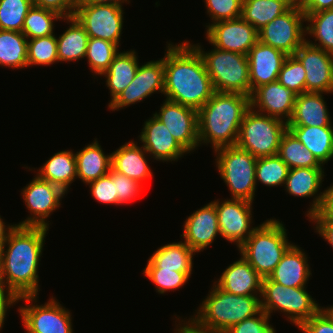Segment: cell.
Segmentation results:
<instances>
[{
    "label": "cell",
    "instance_id": "39",
    "mask_svg": "<svg viewBox=\"0 0 333 333\" xmlns=\"http://www.w3.org/2000/svg\"><path fill=\"white\" fill-rule=\"evenodd\" d=\"M119 47L107 40L89 38L85 58L89 68L95 75H102L110 66L114 57L119 53Z\"/></svg>",
    "mask_w": 333,
    "mask_h": 333
},
{
    "label": "cell",
    "instance_id": "19",
    "mask_svg": "<svg viewBox=\"0 0 333 333\" xmlns=\"http://www.w3.org/2000/svg\"><path fill=\"white\" fill-rule=\"evenodd\" d=\"M296 96L278 81L268 83L251 93L250 108L288 123L293 113Z\"/></svg>",
    "mask_w": 333,
    "mask_h": 333
},
{
    "label": "cell",
    "instance_id": "58",
    "mask_svg": "<svg viewBox=\"0 0 333 333\" xmlns=\"http://www.w3.org/2000/svg\"><path fill=\"white\" fill-rule=\"evenodd\" d=\"M322 309L328 314V316L332 319L333 321V305L332 306H327V307H322Z\"/></svg>",
    "mask_w": 333,
    "mask_h": 333
},
{
    "label": "cell",
    "instance_id": "33",
    "mask_svg": "<svg viewBox=\"0 0 333 333\" xmlns=\"http://www.w3.org/2000/svg\"><path fill=\"white\" fill-rule=\"evenodd\" d=\"M69 27L57 39L59 62H71L84 59L88 44V34L74 16L62 18Z\"/></svg>",
    "mask_w": 333,
    "mask_h": 333
},
{
    "label": "cell",
    "instance_id": "36",
    "mask_svg": "<svg viewBox=\"0 0 333 333\" xmlns=\"http://www.w3.org/2000/svg\"><path fill=\"white\" fill-rule=\"evenodd\" d=\"M278 156L289 169L324 167L289 129L282 135Z\"/></svg>",
    "mask_w": 333,
    "mask_h": 333
},
{
    "label": "cell",
    "instance_id": "17",
    "mask_svg": "<svg viewBox=\"0 0 333 333\" xmlns=\"http://www.w3.org/2000/svg\"><path fill=\"white\" fill-rule=\"evenodd\" d=\"M205 29L207 41L225 51L247 55L259 41L258 31L241 17L215 22Z\"/></svg>",
    "mask_w": 333,
    "mask_h": 333
},
{
    "label": "cell",
    "instance_id": "59",
    "mask_svg": "<svg viewBox=\"0 0 333 333\" xmlns=\"http://www.w3.org/2000/svg\"><path fill=\"white\" fill-rule=\"evenodd\" d=\"M0 282H3V276H2V247H0Z\"/></svg>",
    "mask_w": 333,
    "mask_h": 333
},
{
    "label": "cell",
    "instance_id": "30",
    "mask_svg": "<svg viewBox=\"0 0 333 333\" xmlns=\"http://www.w3.org/2000/svg\"><path fill=\"white\" fill-rule=\"evenodd\" d=\"M288 129L323 166L333 158V124L324 127L288 126Z\"/></svg>",
    "mask_w": 333,
    "mask_h": 333
},
{
    "label": "cell",
    "instance_id": "8",
    "mask_svg": "<svg viewBox=\"0 0 333 333\" xmlns=\"http://www.w3.org/2000/svg\"><path fill=\"white\" fill-rule=\"evenodd\" d=\"M215 164L221 179L231 192V199L254 201L256 191L257 158L237 145L213 151Z\"/></svg>",
    "mask_w": 333,
    "mask_h": 333
},
{
    "label": "cell",
    "instance_id": "56",
    "mask_svg": "<svg viewBox=\"0 0 333 333\" xmlns=\"http://www.w3.org/2000/svg\"><path fill=\"white\" fill-rule=\"evenodd\" d=\"M17 226V224H7L5 221H3V218L0 216V247L3 246V244L6 242L8 239V236L10 232Z\"/></svg>",
    "mask_w": 333,
    "mask_h": 333
},
{
    "label": "cell",
    "instance_id": "42",
    "mask_svg": "<svg viewBox=\"0 0 333 333\" xmlns=\"http://www.w3.org/2000/svg\"><path fill=\"white\" fill-rule=\"evenodd\" d=\"M33 0H0V29L22 32Z\"/></svg>",
    "mask_w": 333,
    "mask_h": 333
},
{
    "label": "cell",
    "instance_id": "51",
    "mask_svg": "<svg viewBox=\"0 0 333 333\" xmlns=\"http://www.w3.org/2000/svg\"><path fill=\"white\" fill-rule=\"evenodd\" d=\"M16 303H18V297L3 282H0V331L5 324L8 309Z\"/></svg>",
    "mask_w": 333,
    "mask_h": 333
},
{
    "label": "cell",
    "instance_id": "2",
    "mask_svg": "<svg viewBox=\"0 0 333 333\" xmlns=\"http://www.w3.org/2000/svg\"><path fill=\"white\" fill-rule=\"evenodd\" d=\"M47 231V227L17 225L2 246L3 283L17 297L39 294V261Z\"/></svg>",
    "mask_w": 333,
    "mask_h": 333
},
{
    "label": "cell",
    "instance_id": "55",
    "mask_svg": "<svg viewBox=\"0 0 333 333\" xmlns=\"http://www.w3.org/2000/svg\"><path fill=\"white\" fill-rule=\"evenodd\" d=\"M175 326L174 331L176 332L174 333H220L199 327L191 318L187 319V321L185 318L179 320V323Z\"/></svg>",
    "mask_w": 333,
    "mask_h": 333
},
{
    "label": "cell",
    "instance_id": "25",
    "mask_svg": "<svg viewBox=\"0 0 333 333\" xmlns=\"http://www.w3.org/2000/svg\"><path fill=\"white\" fill-rule=\"evenodd\" d=\"M305 251L292 244L269 275V279L287 287H306L312 273Z\"/></svg>",
    "mask_w": 333,
    "mask_h": 333
},
{
    "label": "cell",
    "instance_id": "48",
    "mask_svg": "<svg viewBox=\"0 0 333 333\" xmlns=\"http://www.w3.org/2000/svg\"><path fill=\"white\" fill-rule=\"evenodd\" d=\"M91 196L99 203L118 205V199L115 196V183L109 174L88 183Z\"/></svg>",
    "mask_w": 333,
    "mask_h": 333
},
{
    "label": "cell",
    "instance_id": "27",
    "mask_svg": "<svg viewBox=\"0 0 333 333\" xmlns=\"http://www.w3.org/2000/svg\"><path fill=\"white\" fill-rule=\"evenodd\" d=\"M323 94L325 93L305 92L297 95L287 126H330L332 119Z\"/></svg>",
    "mask_w": 333,
    "mask_h": 333
},
{
    "label": "cell",
    "instance_id": "22",
    "mask_svg": "<svg viewBox=\"0 0 333 333\" xmlns=\"http://www.w3.org/2000/svg\"><path fill=\"white\" fill-rule=\"evenodd\" d=\"M146 152L157 161H178L188 154L173 138L167 127L154 115L144 122L138 136Z\"/></svg>",
    "mask_w": 333,
    "mask_h": 333
},
{
    "label": "cell",
    "instance_id": "21",
    "mask_svg": "<svg viewBox=\"0 0 333 333\" xmlns=\"http://www.w3.org/2000/svg\"><path fill=\"white\" fill-rule=\"evenodd\" d=\"M283 51L258 41L247 54L250 76V95L258 87L276 82L287 58Z\"/></svg>",
    "mask_w": 333,
    "mask_h": 333
},
{
    "label": "cell",
    "instance_id": "50",
    "mask_svg": "<svg viewBox=\"0 0 333 333\" xmlns=\"http://www.w3.org/2000/svg\"><path fill=\"white\" fill-rule=\"evenodd\" d=\"M34 6L57 12L63 18L74 15L77 0H33Z\"/></svg>",
    "mask_w": 333,
    "mask_h": 333
},
{
    "label": "cell",
    "instance_id": "14",
    "mask_svg": "<svg viewBox=\"0 0 333 333\" xmlns=\"http://www.w3.org/2000/svg\"><path fill=\"white\" fill-rule=\"evenodd\" d=\"M220 236L239 248L257 227H253L252 202L243 199L214 200Z\"/></svg>",
    "mask_w": 333,
    "mask_h": 333
},
{
    "label": "cell",
    "instance_id": "49",
    "mask_svg": "<svg viewBox=\"0 0 333 333\" xmlns=\"http://www.w3.org/2000/svg\"><path fill=\"white\" fill-rule=\"evenodd\" d=\"M298 329L303 333H333V321L321 308Z\"/></svg>",
    "mask_w": 333,
    "mask_h": 333
},
{
    "label": "cell",
    "instance_id": "26",
    "mask_svg": "<svg viewBox=\"0 0 333 333\" xmlns=\"http://www.w3.org/2000/svg\"><path fill=\"white\" fill-rule=\"evenodd\" d=\"M131 140L111 153V168L142 184L153 175L146 159L148 153Z\"/></svg>",
    "mask_w": 333,
    "mask_h": 333
},
{
    "label": "cell",
    "instance_id": "37",
    "mask_svg": "<svg viewBox=\"0 0 333 333\" xmlns=\"http://www.w3.org/2000/svg\"><path fill=\"white\" fill-rule=\"evenodd\" d=\"M305 14V34L313 37L306 41L322 50L333 54V9L322 10L316 13ZM318 41V43H317Z\"/></svg>",
    "mask_w": 333,
    "mask_h": 333
},
{
    "label": "cell",
    "instance_id": "4",
    "mask_svg": "<svg viewBox=\"0 0 333 333\" xmlns=\"http://www.w3.org/2000/svg\"><path fill=\"white\" fill-rule=\"evenodd\" d=\"M210 290L196 314L190 317L201 328L225 333L233 325L261 311V295H234L215 283Z\"/></svg>",
    "mask_w": 333,
    "mask_h": 333
},
{
    "label": "cell",
    "instance_id": "35",
    "mask_svg": "<svg viewBox=\"0 0 333 333\" xmlns=\"http://www.w3.org/2000/svg\"><path fill=\"white\" fill-rule=\"evenodd\" d=\"M27 40L22 32L0 29V66L27 68Z\"/></svg>",
    "mask_w": 333,
    "mask_h": 333
},
{
    "label": "cell",
    "instance_id": "40",
    "mask_svg": "<svg viewBox=\"0 0 333 333\" xmlns=\"http://www.w3.org/2000/svg\"><path fill=\"white\" fill-rule=\"evenodd\" d=\"M288 172L289 167L278 155L259 157L256 162V186L258 182L268 187L284 186Z\"/></svg>",
    "mask_w": 333,
    "mask_h": 333
},
{
    "label": "cell",
    "instance_id": "12",
    "mask_svg": "<svg viewBox=\"0 0 333 333\" xmlns=\"http://www.w3.org/2000/svg\"><path fill=\"white\" fill-rule=\"evenodd\" d=\"M304 22L305 14L300 5L295 3L288 11L258 31L259 41L287 55H294L306 41Z\"/></svg>",
    "mask_w": 333,
    "mask_h": 333
},
{
    "label": "cell",
    "instance_id": "52",
    "mask_svg": "<svg viewBox=\"0 0 333 333\" xmlns=\"http://www.w3.org/2000/svg\"><path fill=\"white\" fill-rule=\"evenodd\" d=\"M323 192V202L319 211L308 219H333V183Z\"/></svg>",
    "mask_w": 333,
    "mask_h": 333
},
{
    "label": "cell",
    "instance_id": "45",
    "mask_svg": "<svg viewBox=\"0 0 333 333\" xmlns=\"http://www.w3.org/2000/svg\"><path fill=\"white\" fill-rule=\"evenodd\" d=\"M207 14L213 24L222 20H230L241 17L243 0H204Z\"/></svg>",
    "mask_w": 333,
    "mask_h": 333
},
{
    "label": "cell",
    "instance_id": "29",
    "mask_svg": "<svg viewBox=\"0 0 333 333\" xmlns=\"http://www.w3.org/2000/svg\"><path fill=\"white\" fill-rule=\"evenodd\" d=\"M135 50L119 52L109 68L101 75L110 90L111 100L108 105L131 83L139 67Z\"/></svg>",
    "mask_w": 333,
    "mask_h": 333
},
{
    "label": "cell",
    "instance_id": "41",
    "mask_svg": "<svg viewBox=\"0 0 333 333\" xmlns=\"http://www.w3.org/2000/svg\"><path fill=\"white\" fill-rule=\"evenodd\" d=\"M58 61L55 34L27 40V64L50 66Z\"/></svg>",
    "mask_w": 333,
    "mask_h": 333
},
{
    "label": "cell",
    "instance_id": "1",
    "mask_svg": "<svg viewBox=\"0 0 333 333\" xmlns=\"http://www.w3.org/2000/svg\"><path fill=\"white\" fill-rule=\"evenodd\" d=\"M165 51L166 99L198 111L215 93L203 58L189 41L175 45L168 42Z\"/></svg>",
    "mask_w": 333,
    "mask_h": 333
},
{
    "label": "cell",
    "instance_id": "57",
    "mask_svg": "<svg viewBox=\"0 0 333 333\" xmlns=\"http://www.w3.org/2000/svg\"><path fill=\"white\" fill-rule=\"evenodd\" d=\"M77 3H91V4H129V0H77Z\"/></svg>",
    "mask_w": 333,
    "mask_h": 333
},
{
    "label": "cell",
    "instance_id": "5",
    "mask_svg": "<svg viewBox=\"0 0 333 333\" xmlns=\"http://www.w3.org/2000/svg\"><path fill=\"white\" fill-rule=\"evenodd\" d=\"M285 228L279 219L266 220L238 248L240 255L262 278L269 277L293 244L289 242Z\"/></svg>",
    "mask_w": 333,
    "mask_h": 333
},
{
    "label": "cell",
    "instance_id": "44",
    "mask_svg": "<svg viewBox=\"0 0 333 333\" xmlns=\"http://www.w3.org/2000/svg\"><path fill=\"white\" fill-rule=\"evenodd\" d=\"M305 77L306 72L300 60L295 55H288L277 81L296 95H300L305 93Z\"/></svg>",
    "mask_w": 333,
    "mask_h": 333
},
{
    "label": "cell",
    "instance_id": "11",
    "mask_svg": "<svg viewBox=\"0 0 333 333\" xmlns=\"http://www.w3.org/2000/svg\"><path fill=\"white\" fill-rule=\"evenodd\" d=\"M122 4L77 3L74 17L89 38H100L120 46L124 12Z\"/></svg>",
    "mask_w": 333,
    "mask_h": 333
},
{
    "label": "cell",
    "instance_id": "7",
    "mask_svg": "<svg viewBox=\"0 0 333 333\" xmlns=\"http://www.w3.org/2000/svg\"><path fill=\"white\" fill-rule=\"evenodd\" d=\"M261 297V310L270 317L274 311H280L297 328L322 308L306 287L283 286L268 277L262 278Z\"/></svg>",
    "mask_w": 333,
    "mask_h": 333
},
{
    "label": "cell",
    "instance_id": "47",
    "mask_svg": "<svg viewBox=\"0 0 333 333\" xmlns=\"http://www.w3.org/2000/svg\"><path fill=\"white\" fill-rule=\"evenodd\" d=\"M270 316L263 310L253 317L233 325L225 333H276L270 324Z\"/></svg>",
    "mask_w": 333,
    "mask_h": 333
},
{
    "label": "cell",
    "instance_id": "18",
    "mask_svg": "<svg viewBox=\"0 0 333 333\" xmlns=\"http://www.w3.org/2000/svg\"><path fill=\"white\" fill-rule=\"evenodd\" d=\"M294 55L306 72L305 92L333 94V54L305 41Z\"/></svg>",
    "mask_w": 333,
    "mask_h": 333
},
{
    "label": "cell",
    "instance_id": "16",
    "mask_svg": "<svg viewBox=\"0 0 333 333\" xmlns=\"http://www.w3.org/2000/svg\"><path fill=\"white\" fill-rule=\"evenodd\" d=\"M159 92L164 94L163 59L139 65L131 83L108 105L111 111L124 109Z\"/></svg>",
    "mask_w": 333,
    "mask_h": 333
},
{
    "label": "cell",
    "instance_id": "13",
    "mask_svg": "<svg viewBox=\"0 0 333 333\" xmlns=\"http://www.w3.org/2000/svg\"><path fill=\"white\" fill-rule=\"evenodd\" d=\"M22 189V197L31 214L19 222V226H41L49 228L46 219L61 205V199L67 194L61 187L40 178L37 174Z\"/></svg>",
    "mask_w": 333,
    "mask_h": 333
},
{
    "label": "cell",
    "instance_id": "53",
    "mask_svg": "<svg viewBox=\"0 0 333 333\" xmlns=\"http://www.w3.org/2000/svg\"><path fill=\"white\" fill-rule=\"evenodd\" d=\"M314 222L316 232L323 237L333 249V219H309Z\"/></svg>",
    "mask_w": 333,
    "mask_h": 333
},
{
    "label": "cell",
    "instance_id": "23",
    "mask_svg": "<svg viewBox=\"0 0 333 333\" xmlns=\"http://www.w3.org/2000/svg\"><path fill=\"white\" fill-rule=\"evenodd\" d=\"M324 168H292L289 169L284 187L289 195L310 198L313 197L306 216L309 218L317 213L322 205L324 192H319L324 181Z\"/></svg>",
    "mask_w": 333,
    "mask_h": 333
},
{
    "label": "cell",
    "instance_id": "46",
    "mask_svg": "<svg viewBox=\"0 0 333 333\" xmlns=\"http://www.w3.org/2000/svg\"><path fill=\"white\" fill-rule=\"evenodd\" d=\"M108 174L111 176L113 183H115V196L118 199V205L128 204L139 196L143 184L114 171L112 168H110Z\"/></svg>",
    "mask_w": 333,
    "mask_h": 333
},
{
    "label": "cell",
    "instance_id": "54",
    "mask_svg": "<svg viewBox=\"0 0 333 333\" xmlns=\"http://www.w3.org/2000/svg\"><path fill=\"white\" fill-rule=\"evenodd\" d=\"M298 4L304 13L333 9V0H299Z\"/></svg>",
    "mask_w": 333,
    "mask_h": 333
},
{
    "label": "cell",
    "instance_id": "9",
    "mask_svg": "<svg viewBox=\"0 0 333 333\" xmlns=\"http://www.w3.org/2000/svg\"><path fill=\"white\" fill-rule=\"evenodd\" d=\"M287 129L283 120L250 108L241 122L236 145L256 158L278 155L280 140Z\"/></svg>",
    "mask_w": 333,
    "mask_h": 333
},
{
    "label": "cell",
    "instance_id": "34",
    "mask_svg": "<svg viewBox=\"0 0 333 333\" xmlns=\"http://www.w3.org/2000/svg\"><path fill=\"white\" fill-rule=\"evenodd\" d=\"M294 4L293 0H243L241 18L259 31Z\"/></svg>",
    "mask_w": 333,
    "mask_h": 333
},
{
    "label": "cell",
    "instance_id": "6",
    "mask_svg": "<svg viewBox=\"0 0 333 333\" xmlns=\"http://www.w3.org/2000/svg\"><path fill=\"white\" fill-rule=\"evenodd\" d=\"M203 58L215 92L239 93L250 96V76L247 55L214 47L204 51L202 46L192 44Z\"/></svg>",
    "mask_w": 333,
    "mask_h": 333
},
{
    "label": "cell",
    "instance_id": "38",
    "mask_svg": "<svg viewBox=\"0 0 333 333\" xmlns=\"http://www.w3.org/2000/svg\"><path fill=\"white\" fill-rule=\"evenodd\" d=\"M62 18L57 12L33 5L25 17L22 33L27 39L53 35L54 21Z\"/></svg>",
    "mask_w": 333,
    "mask_h": 333
},
{
    "label": "cell",
    "instance_id": "43",
    "mask_svg": "<svg viewBox=\"0 0 333 333\" xmlns=\"http://www.w3.org/2000/svg\"><path fill=\"white\" fill-rule=\"evenodd\" d=\"M143 274L153 284H155L156 292L164 294L170 290L179 289L188 279L191 278L192 272H177L163 268H144Z\"/></svg>",
    "mask_w": 333,
    "mask_h": 333
},
{
    "label": "cell",
    "instance_id": "24",
    "mask_svg": "<svg viewBox=\"0 0 333 333\" xmlns=\"http://www.w3.org/2000/svg\"><path fill=\"white\" fill-rule=\"evenodd\" d=\"M240 256L239 260L227 266L214 283L223 291L234 295H261L262 277Z\"/></svg>",
    "mask_w": 333,
    "mask_h": 333
},
{
    "label": "cell",
    "instance_id": "3",
    "mask_svg": "<svg viewBox=\"0 0 333 333\" xmlns=\"http://www.w3.org/2000/svg\"><path fill=\"white\" fill-rule=\"evenodd\" d=\"M249 109L250 96L215 92L198 110L199 145L211 144L213 150L236 145L241 122Z\"/></svg>",
    "mask_w": 333,
    "mask_h": 333
},
{
    "label": "cell",
    "instance_id": "28",
    "mask_svg": "<svg viewBox=\"0 0 333 333\" xmlns=\"http://www.w3.org/2000/svg\"><path fill=\"white\" fill-rule=\"evenodd\" d=\"M77 178L86 185L109 173L111 154L106 155L97 138L75 153Z\"/></svg>",
    "mask_w": 333,
    "mask_h": 333
},
{
    "label": "cell",
    "instance_id": "10",
    "mask_svg": "<svg viewBox=\"0 0 333 333\" xmlns=\"http://www.w3.org/2000/svg\"><path fill=\"white\" fill-rule=\"evenodd\" d=\"M37 298V295L18 297V302L25 301L28 305L18 307L26 333H73L71 311L54 297L42 305L36 303Z\"/></svg>",
    "mask_w": 333,
    "mask_h": 333
},
{
    "label": "cell",
    "instance_id": "20",
    "mask_svg": "<svg viewBox=\"0 0 333 333\" xmlns=\"http://www.w3.org/2000/svg\"><path fill=\"white\" fill-rule=\"evenodd\" d=\"M218 235H221L218 215L211 201L186 218L180 236L195 253H199L213 244Z\"/></svg>",
    "mask_w": 333,
    "mask_h": 333
},
{
    "label": "cell",
    "instance_id": "31",
    "mask_svg": "<svg viewBox=\"0 0 333 333\" xmlns=\"http://www.w3.org/2000/svg\"><path fill=\"white\" fill-rule=\"evenodd\" d=\"M196 253L184 242H173L158 248L147 260L145 268H163L177 272H192Z\"/></svg>",
    "mask_w": 333,
    "mask_h": 333
},
{
    "label": "cell",
    "instance_id": "32",
    "mask_svg": "<svg viewBox=\"0 0 333 333\" xmlns=\"http://www.w3.org/2000/svg\"><path fill=\"white\" fill-rule=\"evenodd\" d=\"M37 175L67 193L70 185L77 179L75 153L72 150L55 153L37 170Z\"/></svg>",
    "mask_w": 333,
    "mask_h": 333
},
{
    "label": "cell",
    "instance_id": "15",
    "mask_svg": "<svg viewBox=\"0 0 333 333\" xmlns=\"http://www.w3.org/2000/svg\"><path fill=\"white\" fill-rule=\"evenodd\" d=\"M160 107L153 115L167 127L175 141L187 153L198 149V111L167 99Z\"/></svg>",
    "mask_w": 333,
    "mask_h": 333
}]
</instances>
